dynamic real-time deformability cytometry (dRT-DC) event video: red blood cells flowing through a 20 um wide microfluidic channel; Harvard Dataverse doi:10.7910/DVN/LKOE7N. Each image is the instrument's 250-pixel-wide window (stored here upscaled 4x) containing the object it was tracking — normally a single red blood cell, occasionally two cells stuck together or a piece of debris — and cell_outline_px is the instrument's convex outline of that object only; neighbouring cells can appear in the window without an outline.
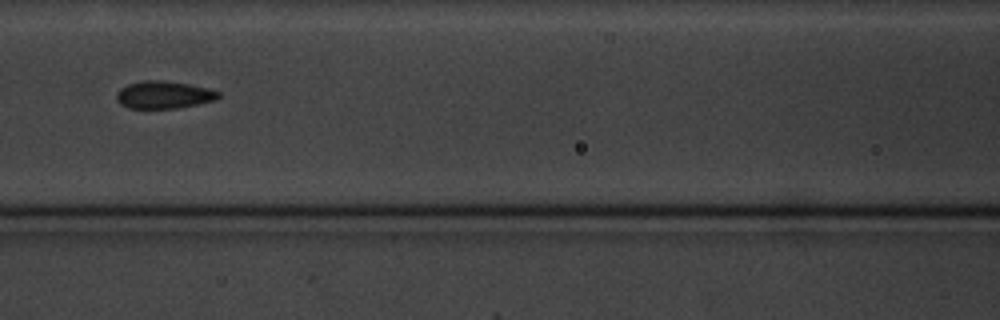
{"species": "common noctule bat (a hibernating species)", "species_latin": "Nyctalus noctula", "temperature_condition": "cold", "stored_images_in_passage": 15, "camera_frame_rate_fps": 3000, "um_per_image_px": 0.085, "animal": {"sex": "male", "body_mass_g": 20.1, "forearm_length_mm": 53.5}, "frame": {"image": 1, "passage_image": 7, "time_ms": 7.0, "image_size_px": [1000, 320], "cell_outline_px": [[220, 96], [216, 100], [176, 108], [128, 108], [120, 104], [116, 100], [116, 92], [120, 88], [128, 84], [144, 80], [164, 80], [188, 84], [208, 88], [220, 92]], "centroid_in_image_um": [13.9, 8.05], "position_along_channel_um": 152.7, "area_um2": 16.36}}
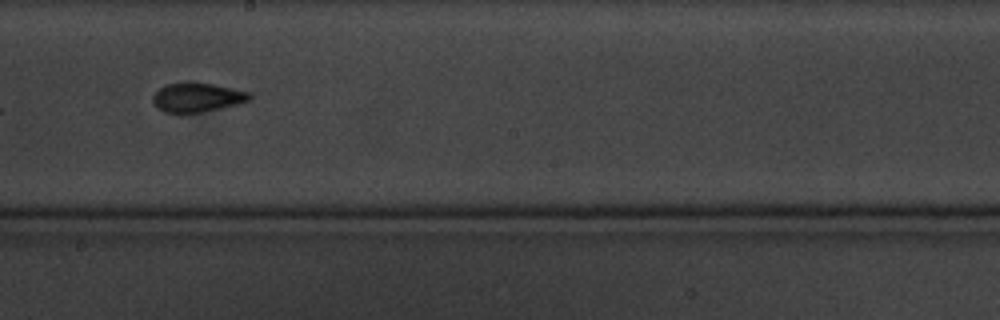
{"frame": {"image": 2, "passage_image": 9, "time_ms": 9.333, "image_size_px": [1000, 320], "cell_outline_px": [[252, 96], [248, 100], [236, 104], [220, 108], [200, 112], [164, 112], [156, 108], [152, 100], [152, 96], [164, 84], [184, 80], [192, 80], [216, 84], [252, 92]], "centroid_in_image_um": [16.73, 8.22], "position_along_channel_um": 231.5, "area_um2": 16.94}}
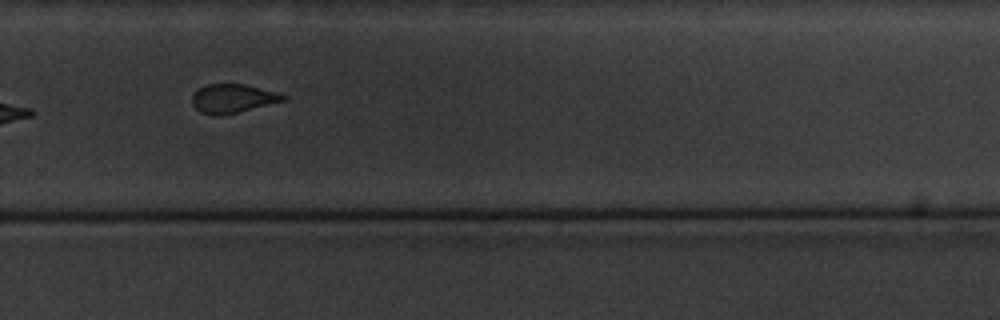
{"frame": {"image": 3, "passage_image": 11, "time_ms": 11.667, "image_size_px": [1000, 320], "cell_outline_px": [[288, 96], [284, 100], [220, 116], [216, 116], [200, 112], [192, 104], [192, 96], [200, 88], [208, 84], [244, 84]], "centroid_in_image_um": [19.72, 8.37], "position_along_channel_um": 310.1, "area_um2": 14.8}, "authors_computed_cell_mechanics": {"area_um2": 16.9354, "velocity_mm_per_s": 3.3724, "shape_relaxation_time_tau1_ms": 7.6269, "shape_relaxation_time_tau2_ms": 4.0878, "deformation_change_tau1": 0.12, "deformation_change_tau2": 0.06}}